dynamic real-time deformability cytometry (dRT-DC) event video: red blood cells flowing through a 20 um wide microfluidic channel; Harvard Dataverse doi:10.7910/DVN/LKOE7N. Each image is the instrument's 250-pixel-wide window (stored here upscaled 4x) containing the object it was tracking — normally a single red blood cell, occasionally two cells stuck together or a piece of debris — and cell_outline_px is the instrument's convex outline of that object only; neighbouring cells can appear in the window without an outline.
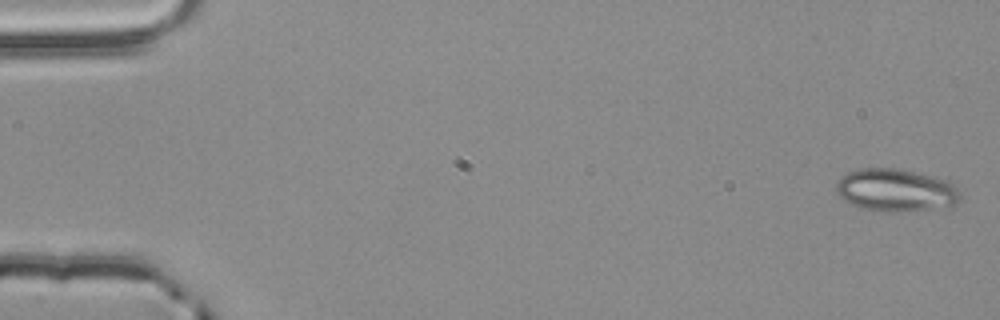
{"species": "common noctule bat (a hibernating species)", "species_latin": "Nyctalus noctula", "temperature_condition": "room temperature", "stored_images_in_passage": 3, "camera_frame_rate_fps": 3000, "um_per_image_px": 0.085, "animal": {"sex": "male", "body_mass_g": 20.4}, "frame": {"image": 1, "passage_image": 3, "time_ms": 0.667, "image_size_px": [1000, 320], "cell_outline_px": [[960, 200], [956, 204], [932, 208], [860, 208], [844, 200], [836, 192], [836, 184], [840, 176], [848, 172], [860, 168], [892, 168], [936, 176], [952, 184], [960, 192]], "centroid_in_image_um": [76.1, 16.09], "position_along_channel_um": 8.9, "area_um2": 29.48}}